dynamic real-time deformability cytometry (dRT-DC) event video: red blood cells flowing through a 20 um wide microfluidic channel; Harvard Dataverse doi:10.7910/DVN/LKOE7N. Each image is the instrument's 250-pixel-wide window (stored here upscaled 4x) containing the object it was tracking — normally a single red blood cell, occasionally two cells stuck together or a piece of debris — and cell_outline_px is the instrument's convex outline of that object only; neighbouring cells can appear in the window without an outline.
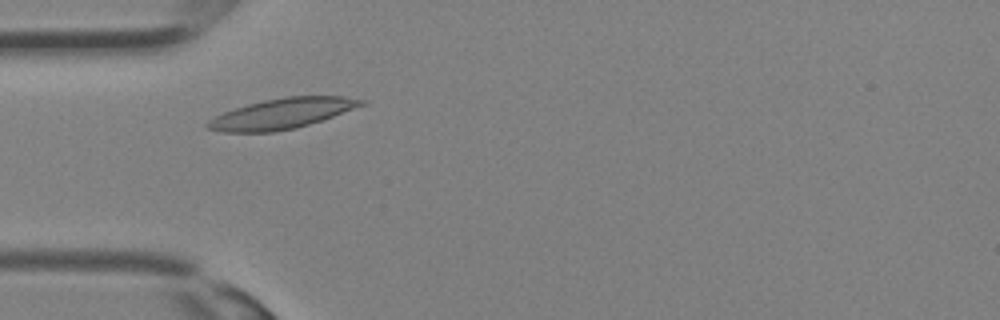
{"species": "Egyptian fruit bat (a non-hibernating species)", "species_latin": "Rousettus aegyptiacus", "temperature_condition": "room temperature", "stored_images_in_passage": 8, "camera_frame_rate_fps": 3000, "um_per_image_px": 0.085, "animal": {"sex": "female"}, "frame": {"image": 1, "passage_image": 6, "time_ms": 1.667, "image_size_px": [1000, 320], "cell_outline_px": [[368, 100], [364, 104], [332, 116], [296, 128], [276, 132], [220, 132], [208, 128], [204, 124], [208, 120], [224, 112], [248, 104], [264, 100], [284, 96], [344, 96]], "centroid_in_image_um": [23.94, 9.65], "position_along_channel_um": 61.1, "area_um2": 26.99}}
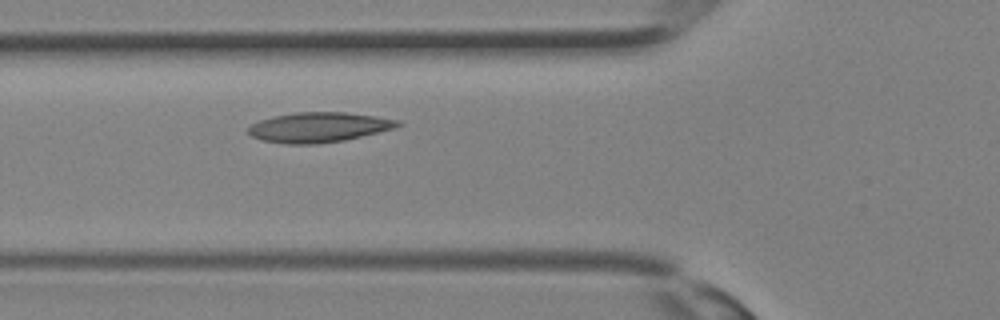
{"frame": {"image": 2, "passage_image": 8, "time_ms": 2.333, "image_size_px": [1000, 320], "cell_outline_px": [[404, 124], [396, 128], [344, 140], [316, 144], [284, 144], [260, 140], [252, 136], [248, 132], [248, 128], [252, 124], [260, 120], [272, 116], [296, 112], [344, 112], [376, 116], [400, 120]], "centroid_in_image_um": [27.11, 10.82], "position_along_channel_um": 98.7, "area_um2": 26.24}}